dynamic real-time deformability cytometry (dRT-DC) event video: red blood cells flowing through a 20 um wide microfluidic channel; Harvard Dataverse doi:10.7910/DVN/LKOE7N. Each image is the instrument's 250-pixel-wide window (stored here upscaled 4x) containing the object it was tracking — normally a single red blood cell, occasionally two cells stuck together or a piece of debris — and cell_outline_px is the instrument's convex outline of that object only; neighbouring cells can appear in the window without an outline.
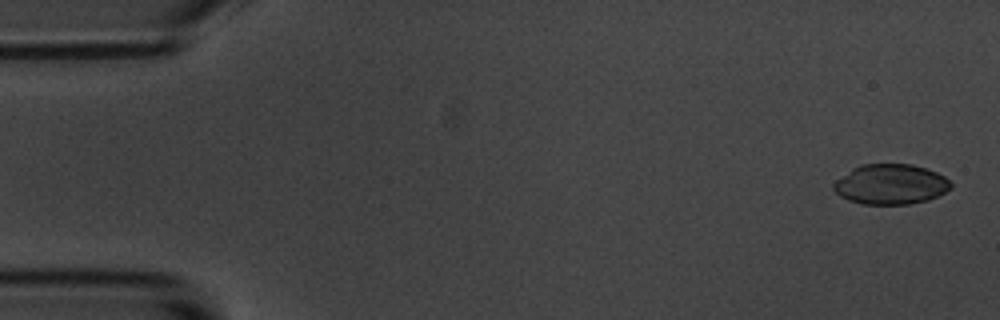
{"species": "common noctule bat (a hibernating species)", "species_latin": "Nyctalus noctula", "temperature_condition": "room temperature", "stored_images_in_passage": 5, "camera_frame_rate_fps": 3000, "um_per_image_px": 0.085, "animal": {"sex": "male", "body_mass_g": 20.1, "forearm_length_mm": 53.5}, "frame": {"image": 1, "passage_image": 1, "time_ms": 0.0, "image_size_px": [1000, 320], "cell_outline_px": [[952, 188], [928, 200], [908, 204], [864, 204], [848, 200], [840, 196], [832, 188], [832, 184], [836, 180], [852, 168], [860, 164], [912, 164], [936, 172], [944, 176], [952, 184]], "centroid_in_image_um": [75.68, 15.66], "position_along_channel_um": 9.3, "area_um2": 27.4}}